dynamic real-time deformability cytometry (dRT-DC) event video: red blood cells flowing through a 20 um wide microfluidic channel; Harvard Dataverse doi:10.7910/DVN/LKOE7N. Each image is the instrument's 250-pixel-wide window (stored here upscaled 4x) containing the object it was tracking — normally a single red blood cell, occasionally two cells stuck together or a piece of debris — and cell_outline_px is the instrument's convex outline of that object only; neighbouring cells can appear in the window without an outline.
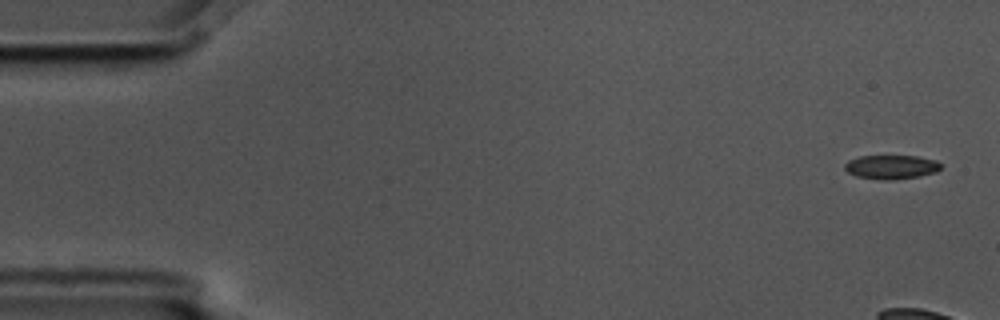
{"species": "common noctule bat (a hibernating species)", "species_latin": "Nyctalus noctula", "temperature_condition": "cold", "stored_images_in_passage": 6, "camera_frame_rate_fps": 3000, "um_per_image_px": 0.085, "animal": {"sex": "male", "body_mass_g": 17.5, "forearm_length_mm": 52.3}, "frame": {"image": 1, "passage_image": 1, "time_ms": 0.0, "image_size_px": [1000, 320], "cell_outline_px": [[940, 168], [936, 172], [920, 176], [892, 180], [884, 180], [856, 176], [848, 172], [844, 168], [844, 164], [848, 160], [860, 156], [916, 156], [936, 160], [940, 164]], "centroid_in_image_um": [75.74, 14.19], "position_along_channel_um": 9.3, "area_um2": 13.41}}
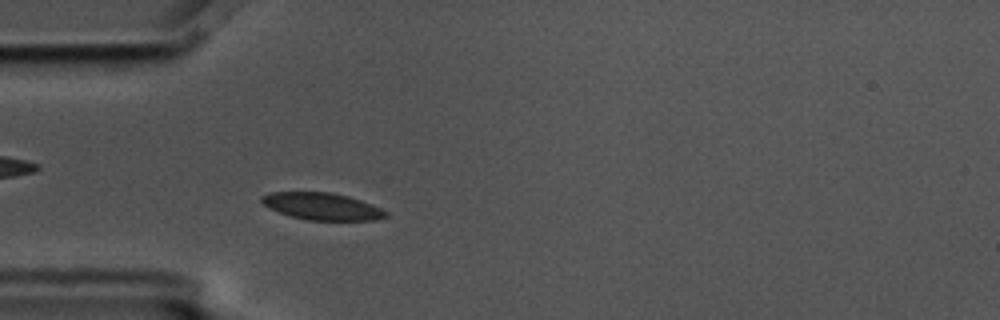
{"frame": {"image": 2, "passage_image": 6, "time_ms": 1.667, "image_size_px": [1000, 320], "cell_outline_px": [[388, 216], [376, 220], [308, 220], [292, 216], [280, 212], [264, 204], [260, 200], [260, 196], [268, 192], [332, 192], [348, 196], [360, 200], [380, 208], [388, 212]], "centroid_in_image_um": [27.38, 17.53], "position_along_channel_um": 57.6, "area_um2": 19.42}}